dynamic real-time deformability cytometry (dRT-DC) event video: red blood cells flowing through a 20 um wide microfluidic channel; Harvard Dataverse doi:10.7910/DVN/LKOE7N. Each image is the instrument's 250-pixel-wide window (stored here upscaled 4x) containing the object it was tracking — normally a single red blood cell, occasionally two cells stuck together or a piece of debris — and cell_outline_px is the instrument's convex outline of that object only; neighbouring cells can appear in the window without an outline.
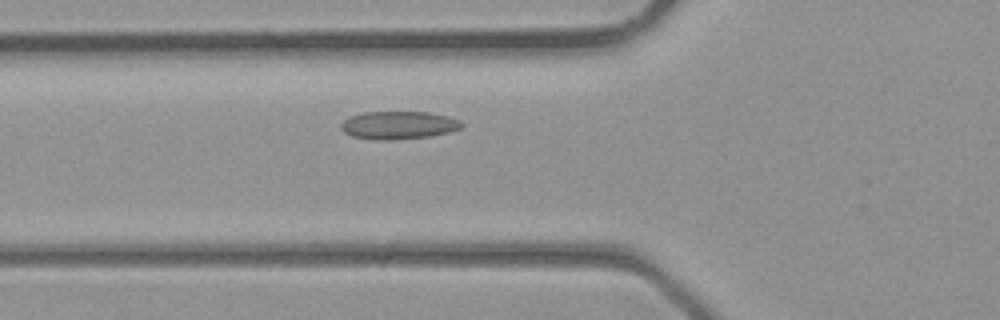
{"species": "common noctule bat (a hibernating species)", "species_latin": "Nyctalus noctula", "temperature_condition": "room temperature", "stored_images_in_passage": 30, "camera_frame_rate_fps": 3000, "um_per_image_px": 0.085, "animal": {"sex": "male", "body_mass_g": 23.1, "forearm_length_mm": 52.7}, "frame": {"image": 1, "passage_image": 6, "time_ms": 1.667, "image_size_px": [1000, 320], "cell_outline_px": [[464, 124], [460, 128], [448, 132], [428, 136], [392, 140], [376, 140], [352, 136], [344, 132], [340, 128], [340, 124], [348, 116], [364, 112], [428, 112], [448, 116], [460, 120]], "centroid_in_image_um": [33.84, 10.63], "position_along_channel_um": 92.0, "area_um2": 19.65}}
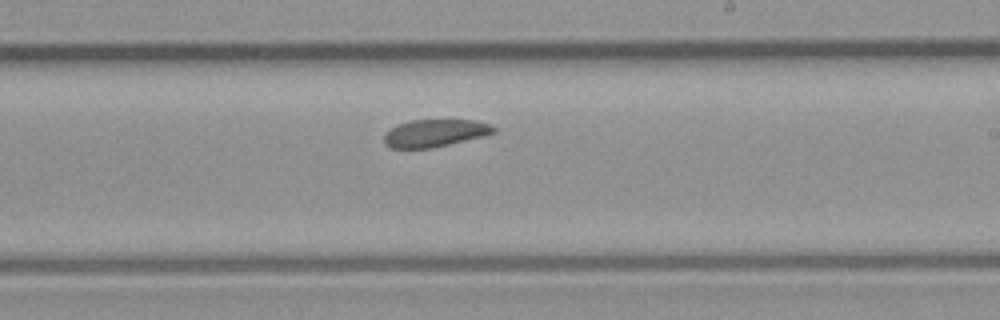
{"frame": {"image": 2, "passage_image": 15, "time_ms": 4.667, "image_size_px": [1000, 320], "cell_outline_px": [[496, 132], [432, 148], [392, 148], [384, 144], [384, 136], [396, 124], [408, 120], [472, 120], [488, 124], [496, 128]], "centroid_in_image_um": [36.91, 11.3], "position_along_channel_um": 252.1, "area_um2": 17.22}}
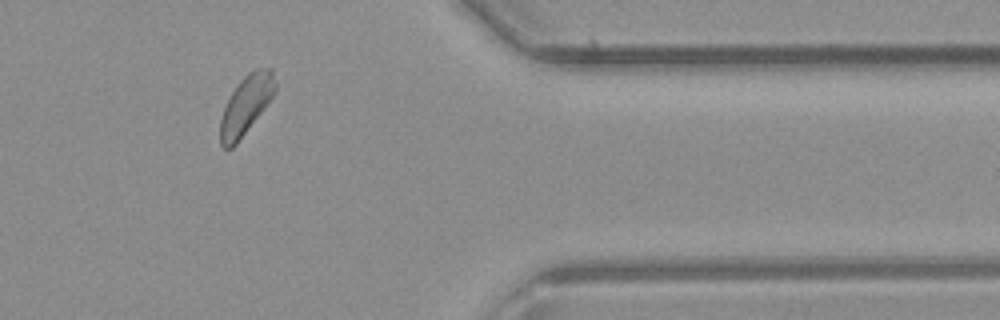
{"frame": {"image": 3, "passage_image": 24, "time_ms": 7.667, "image_size_px": [1000, 320], "cell_outline_px": [[276, 92], [264, 108], [236, 144], [232, 148], [224, 148], [220, 144], [220, 120], [224, 108], [232, 92], [240, 80], [248, 72], [256, 68], [272, 68], [276, 84]], "centroid_in_image_um": [20.92, 8.9], "position_along_channel_um": 390.5, "area_um2": 18.61}}